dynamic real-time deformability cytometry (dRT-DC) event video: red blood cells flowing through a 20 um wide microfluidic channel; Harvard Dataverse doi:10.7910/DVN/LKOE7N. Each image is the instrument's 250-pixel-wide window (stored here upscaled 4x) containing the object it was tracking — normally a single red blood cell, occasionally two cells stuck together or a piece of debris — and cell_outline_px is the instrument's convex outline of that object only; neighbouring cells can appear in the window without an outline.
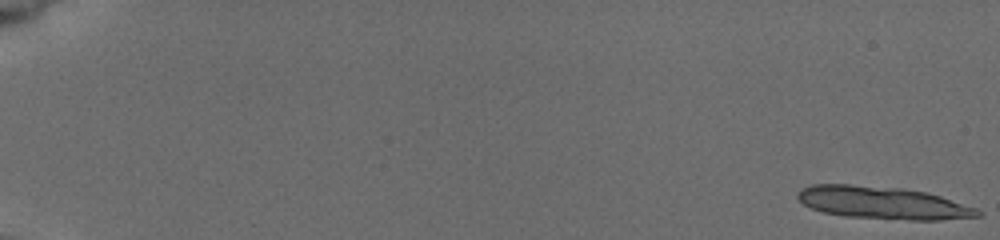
{"species": "common noctule bat (a hibernating species)", "species_latin": "Nyctalus noctula", "temperature_condition": "cold", "stored_images_in_passage": 34, "camera_frame_rate_fps": 3000, "um_per_image_px": 0.085, "animal": {"sex": "female", "body_mass_g": 19.5, "forearm_length_mm": 54.1}, "frame": {"image": 1, "passage_image": 1, "time_ms": 0.0, "image_size_px": [1000, 240], "cell_outline_px": [[984, 216], [940, 220], [908, 220], [844, 216], [824, 212], [812, 208], [804, 204], [796, 196], [796, 192], [800, 188], [812, 184], [852, 184], [900, 188], [924, 192], [940, 196], [976, 208], [984, 212]], "centroid_in_image_um": [75.04, 17.24], "position_along_channel_um": 10.0, "area_um2": 34.22}}